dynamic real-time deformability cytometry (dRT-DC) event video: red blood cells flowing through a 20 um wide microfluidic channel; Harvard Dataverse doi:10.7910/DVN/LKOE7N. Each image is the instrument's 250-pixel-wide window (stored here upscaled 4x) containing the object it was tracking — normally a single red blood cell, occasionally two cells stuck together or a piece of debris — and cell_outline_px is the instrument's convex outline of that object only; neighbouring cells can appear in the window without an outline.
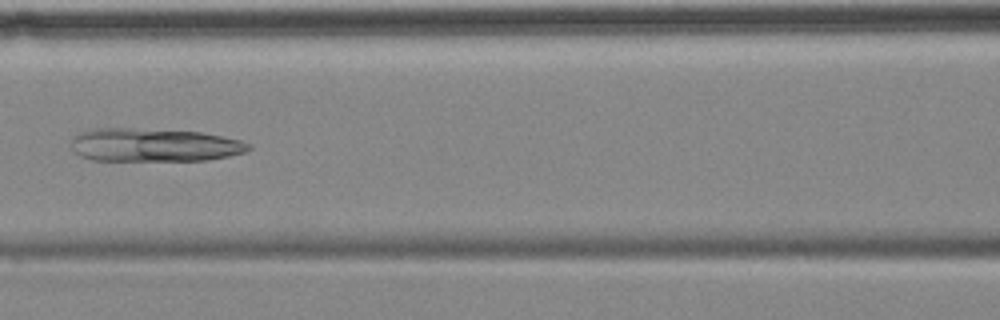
{"species": "common noctule bat (a hibernating species)", "species_latin": "Nyctalus noctula", "temperature_condition": "cold", "stored_images_in_passage": 7, "camera_frame_rate_fps": 3000, "um_per_image_px": 0.085, "animal": {"sex": "female", "body_mass_g": 18.4}, "frame": {"image": 1, "passage_image": 5, "time_ms": 4.667, "image_size_px": [1000, 320], "cell_outline_px": [[252, 148], [244, 152], [228, 156], [208, 160], [92, 160], [80, 156], [72, 148], [72, 136], [88, 128], [128, 128], [200, 132], [224, 136], [240, 140], [252, 144]], "centroid_in_image_um": [13.09, 12.32], "position_along_channel_um": 153.5, "area_um2": 34.51}}
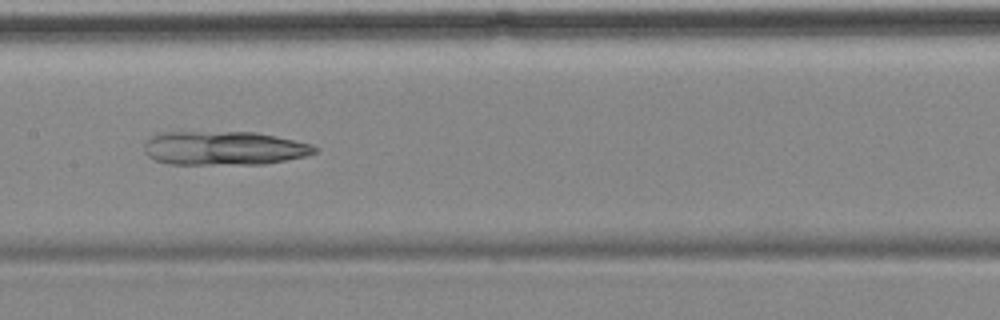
{"frame": {"image": 2, "passage_image": 6, "time_ms": 5.667, "image_size_px": [1000, 320], "cell_outline_px": [[320, 148], [316, 152], [304, 156], [264, 164], [168, 164], [156, 160], [148, 156], [144, 152], [144, 144], [148, 136], [160, 132], [256, 132], [276, 136], [312, 144]], "centroid_in_image_um": [19.0, 12.59], "position_along_channel_um": 188.4, "area_um2": 33.87}}
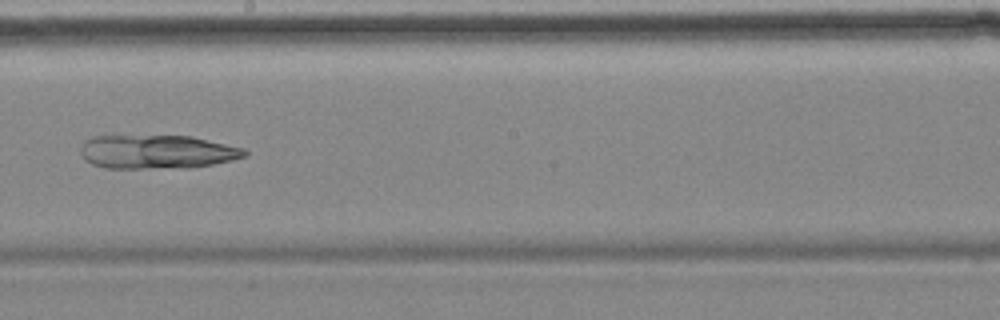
{"frame": {"image": 3, "passage_image": 7, "time_ms": 7.0, "image_size_px": [1000, 320], "cell_outline_px": [[248, 152], [244, 156], [232, 160], [212, 164], [184, 168], [104, 168], [92, 164], [84, 160], [80, 152], [80, 148], [84, 140], [92, 136], [192, 136], [244, 148]], "centroid_in_image_um": [13.3, 12.91], "position_along_channel_um": 234.9, "area_um2": 32.43}}